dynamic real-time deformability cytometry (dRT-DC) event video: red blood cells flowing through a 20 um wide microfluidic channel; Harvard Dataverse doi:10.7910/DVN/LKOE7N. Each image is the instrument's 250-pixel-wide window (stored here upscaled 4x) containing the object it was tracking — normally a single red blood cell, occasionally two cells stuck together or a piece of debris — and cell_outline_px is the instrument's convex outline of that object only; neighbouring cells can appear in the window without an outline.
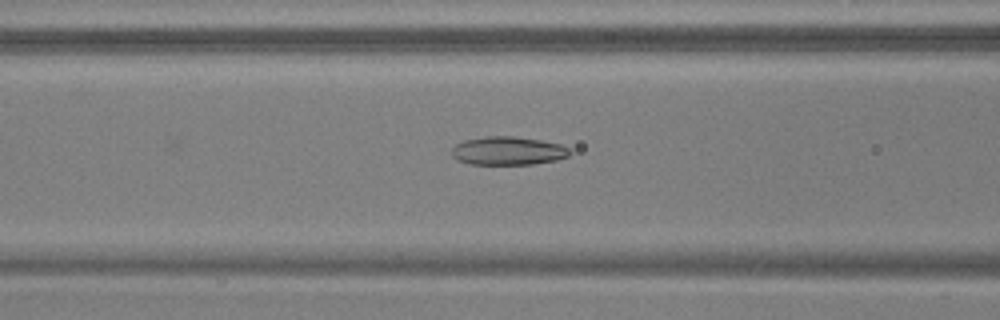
{"species": "common noctule bat (a hibernating species)", "species_latin": "Nyctalus noctula", "temperature_condition": "warm", "stored_images_in_passage": 29, "camera_frame_rate_fps": 3000, "um_per_image_px": 0.085, "animal": {"sex": "male", "body_mass_g": 17.9, "forearm_length_mm": 54.2}, "frame": {"image": 1, "passage_image": 8, "time_ms": 2.333, "image_size_px": [1000, 320], "cell_outline_px": [[572, 152], [568, 156], [556, 160], [532, 164], [472, 164], [456, 160], [452, 156], [452, 148], [456, 144], [464, 140], [484, 136], [512, 136], [540, 140], [560, 144], [568, 148]], "centroid_in_image_um": [43.16, 12.82], "position_along_channel_um": 123.4, "area_um2": 19.54}}
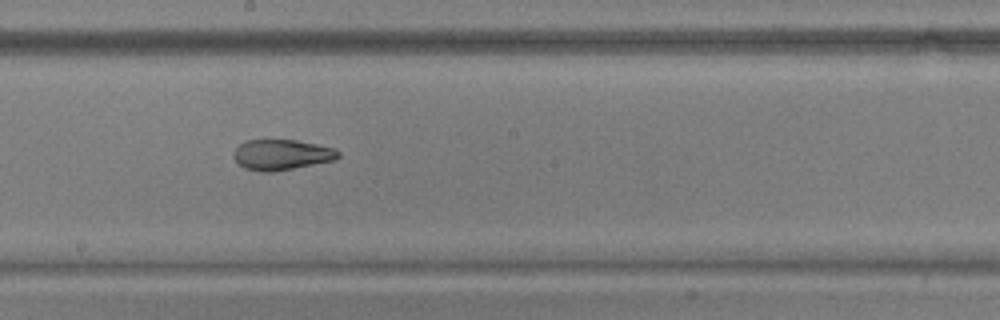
{"frame": {"image": 2, "passage_image": 16, "time_ms": 5.0, "image_size_px": [1000, 320], "cell_outline_px": [[340, 156], [336, 160], [272, 172], [260, 172], [244, 168], [232, 156], [232, 152], [244, 140], [296, 140], [316, 144], [332, 148], [340, 152]], "centroid_in_image_um": [23.92, 13.15], "position_along_channel_um": 224.3, "area_um2": 18.61}}
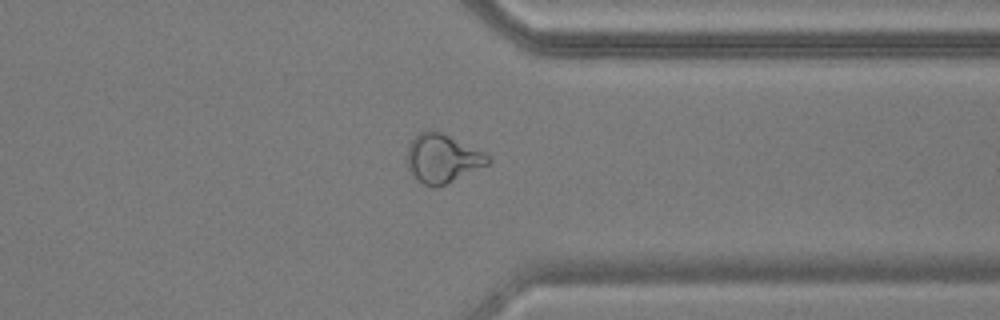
{"frame": {"image": 3, "passage_image": 28, "time_ms": 9.0, "image_size_px": [1000, 320], "cell_outline_px": [[492, 160], [488, 164], [436, 188], [432, 188], [416, 180], [408, 168], [408, 144], [420, 132], [428, 128], [440, 132], [484, 152]], "centroid_in_image_um": [37.58, 13.47], "position_along_channel_um": 373.8, "area_um2": 22.66}}